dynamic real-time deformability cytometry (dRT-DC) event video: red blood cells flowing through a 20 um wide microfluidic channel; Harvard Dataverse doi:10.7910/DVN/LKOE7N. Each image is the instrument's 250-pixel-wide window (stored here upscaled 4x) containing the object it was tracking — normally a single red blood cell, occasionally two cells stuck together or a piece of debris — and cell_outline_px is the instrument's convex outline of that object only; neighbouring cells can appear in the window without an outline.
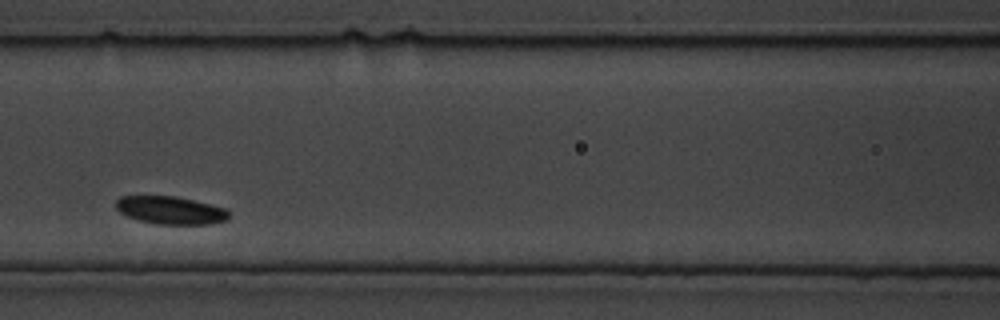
{"species": "common noctule bat (a hibernating species)", "species_latin": "Nyctalus noctula", "temperature_condition": "cold", "stored_images_in_passage": 11, "camera_frame_rate_fps": 3000, "um_per_image_px": 0.085, "animal": {"sex": "male", "body_mass_g": 19.5, "forearm_length_mm": 54.6}, "frame": {"image": 1, "passage_image": 5, "time_ms": 1.333, "image_size_px": [1000, 320], "cell_outline_px": [[228, 216], [224, 220], [212, 224], [156, 224], [140, 220], [128, 216], [120, 212], [116, 208], [116, 200], [120, 196], [176, 196], [212, 204], [224, 208], [228, 212]], "centroid_in_image_um": [14.48, 17.86], "position_along_channel_um": 152.1, "area_um2": 18.21}}
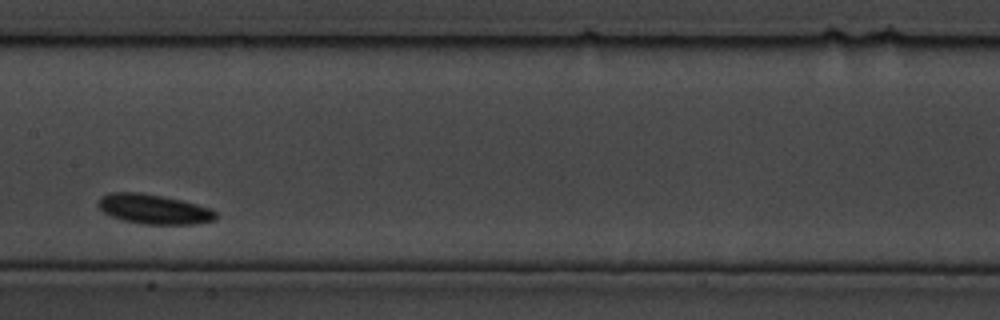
{"frame": {"image": 2, "passage_image": 7, "time_ms": 2.0, "image_size_px": [1000, 320], "cell_outline_px": [[216, 216], [212, 220], [196, 224], [140, 224], [120, 220], [104, 212], [96, 204], [108, 192], [140, 192], [180, 200], [212, 208], [216, 212]], "centroid_in_image_um": [13.06, 17.78], "position_along_channel_um": 194.3, "area_um2": 20.23}}
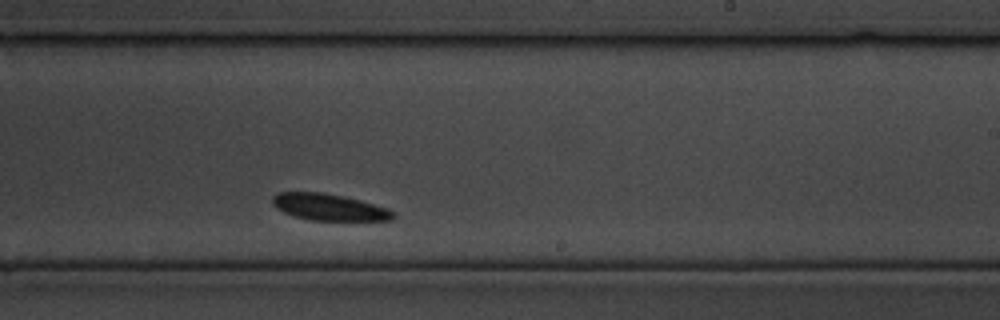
{"frame": {"image": 3, "passage_image": 10, "time_ms": 3.0, "image_size_px": [1000, 320], "cell_outline_px": [[396, 216], [392, 220], [308, 220], [292, 216], [276, 208], [272, 204], [272, 196], [276, 192], [320, 192], [344, 196], [360, 200], [388, 208]], "centroid_in_image_um": [27.93, 17.6], "position_along_channel_um": 261.1, "area_um2": 18.79}}